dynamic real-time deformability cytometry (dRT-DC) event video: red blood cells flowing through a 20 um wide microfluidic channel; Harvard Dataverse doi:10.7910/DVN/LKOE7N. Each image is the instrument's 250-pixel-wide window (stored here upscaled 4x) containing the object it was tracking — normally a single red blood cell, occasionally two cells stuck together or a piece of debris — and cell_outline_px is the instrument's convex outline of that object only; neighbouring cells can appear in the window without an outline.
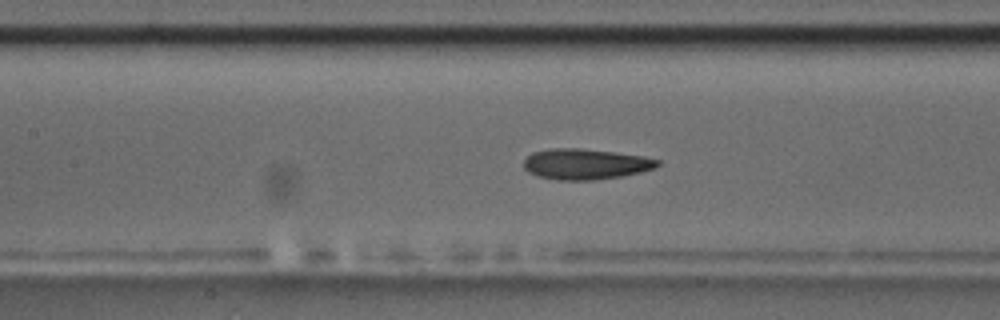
{"species": "common noctule bat (a hibernating species)", "species_latin": "Nyctalus noctula", "temperature_condition": "room temperature", "stored_images_in_passage": 55, "camera_frame_rate_fps": 3000, "um_per_image_px": 0.085, "animal": {"sex": "male", "body_mass_g": 17.5, "forearm_length_mm": 52.3}, "frame": {"image": 1, "passage_image": 24, "time_ms": 7.667, "image_size_px": [1000, 320], "cell_outline_px": [[660, 164], [656, 168], [640, 172], [620, 176], [596, 180], [560, 180], [536, 176], [528, 172], [524, 168], [524, 160], [532, 152], [548, 148], [580, 148], [616, 152], [644, 156], [660, 160]], "centroid_in_image_um": [49.76, 13.94], "position_along_channel_um": 157.6, "area_um2": 24.1}, "authors_computed_cell_mechanics": {"area_um2": 23.5246, "velocity_mm_per_s": 3.7054, "shape_relaxation_time_tau1_ms": 4.5752, "shape_relaxation_time_tau2_ms": 1.3156, "deformation_change_tau1": 0.1524, "deformation_change_tau2": 0.0647}}